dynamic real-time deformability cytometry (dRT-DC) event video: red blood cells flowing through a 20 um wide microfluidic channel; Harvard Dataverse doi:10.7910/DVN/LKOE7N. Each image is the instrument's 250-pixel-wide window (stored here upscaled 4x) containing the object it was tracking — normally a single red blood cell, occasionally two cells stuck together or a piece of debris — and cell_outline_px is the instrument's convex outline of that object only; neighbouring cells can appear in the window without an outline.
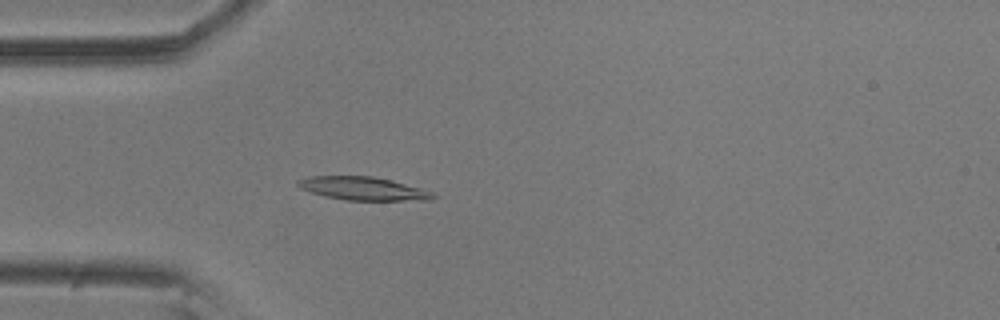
{"species": "common noctule bat (a hibernating species)", "species_latin": "Nyctalus noctula", "temperature_condition": "room temperature", "stored_images_in_passage": 7, "camera_frame_rate_fps": 3000, "um_per_image_px": 0.085, "animal": {"sex": "male", "body_mass_g": 20.5, "forearm_length_mm": 52.5}, "frame": {"image": 1, "passage_image": 2, "time_ms": 0.333, "image_size_px": [1000, 320], "cell_outline_px": [[436, 196], [432, 200], [344, 200], [324, 196], [300, 188], [296, 184], [296, 180], [308, 176], [372, 176], [420, 188], [432, 192]], "centroid_in_image_um": [30.81, 16.03], "position_along_channel_um": 54.2, "area_um2": 18.15}}
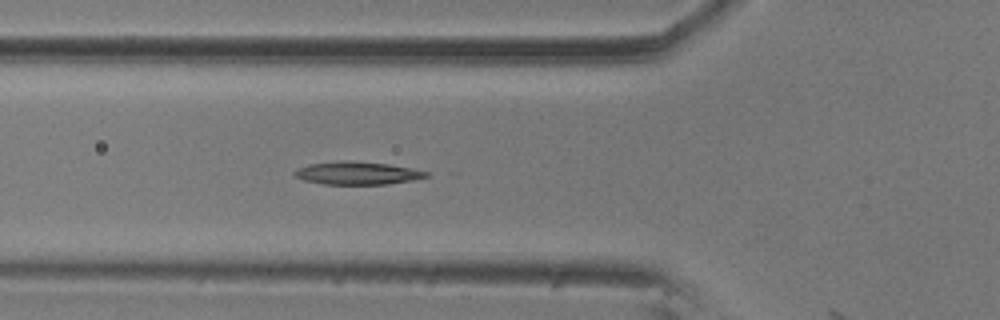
{"frame": {"image": 2, "passage_image": 6, "time_ms": 1.667, "image_size_px": [1000, 320], "cell_outline_px": [[432, 176], [412, 180], [388, 184], [324, 184], [304, 180], [296, 176], [292, 172], [296, 168], [308, 164], [340, 160], [348, 160], [388, 164], [428, 172]], "centroid_in_image_um": [30.34, 14.71], "position_along_channel_um": 95.5, "area_um2": 17.57}}